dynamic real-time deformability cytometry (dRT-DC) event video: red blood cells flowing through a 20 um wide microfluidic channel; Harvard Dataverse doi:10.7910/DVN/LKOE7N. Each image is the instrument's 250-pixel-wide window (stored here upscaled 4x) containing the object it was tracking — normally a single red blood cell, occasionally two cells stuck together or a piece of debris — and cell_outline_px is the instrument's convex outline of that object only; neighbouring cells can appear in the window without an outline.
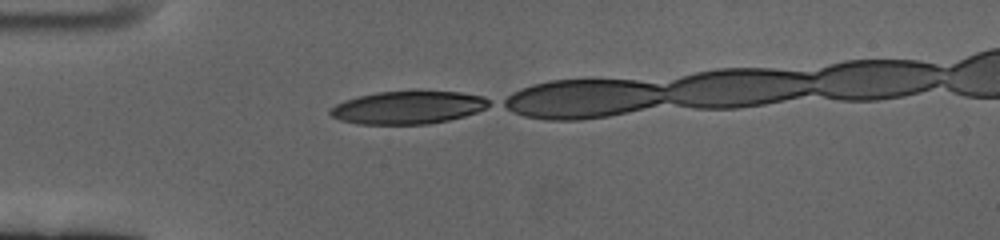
{"species": "human", "species_latin": "Homo sapiens", "temperature_condition": "cold", "stored_images_in_passage": 11, "camera_frame_rate_fps": 3000, "um_per_image_px": 0.085, "donor": {"sex": "female"}, "frame": {"image": 1, "passage_image": 1, "time_ms": 0.0, "image_size_px": [1000, 240], "cell_outline_px": [[492, 104], [476, 112], [464, 116], [448, 120], [428, 124], [360, 124], [340, 120], [332, 116], [328, 112], [336, 104], [344, 100], [376, 92], [460, 92], [484, 96], [492, 100]], "centroid_in_image_um": [34.71, 9.14], "position_along_channel_um": 50.3, "area_um2": 30.17}}
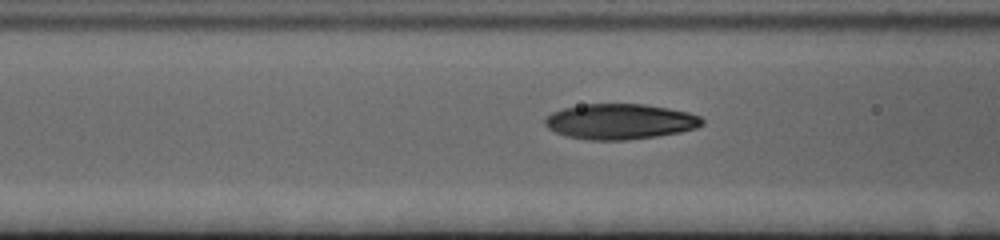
{"frame": {"image": 2, "passage_image": 8, "time_ms": 2.333, "image_size_px": [1000, 240], "cell_outline_px": [[704, 124], [696, 128], [680, 132], [656, 136], [628, 140], [588, 140], [568, 136], [556, 132], [548, 128], [544, 124], [544, 120], [552, 112], [564, 108], [584, 104], [644, 104], [668, 108], [688, 112], [700, 116], [704, 120]], "centroid_in_image_um": [52.72, 10.33], "position_along_channel_um": 113.9, "area_um2": 32.43}}